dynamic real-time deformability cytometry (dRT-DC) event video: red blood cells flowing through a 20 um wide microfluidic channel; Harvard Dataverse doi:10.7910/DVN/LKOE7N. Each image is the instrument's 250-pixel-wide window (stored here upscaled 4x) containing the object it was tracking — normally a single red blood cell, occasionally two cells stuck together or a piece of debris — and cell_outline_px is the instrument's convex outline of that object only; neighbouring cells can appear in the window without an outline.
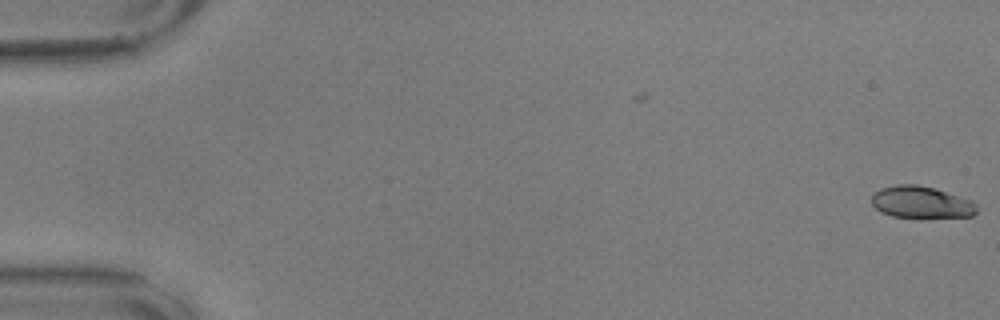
{"species": "common noctule bat (a hibernating species)", "species_latin": "Nyctalus noctula", "temperature_condition": "warm", "stored_images_in_passage": 4, "camera_frame_rate_fps": 3000, "um_per_image_px": 0.085, "animal": {"sex": "male", "body_mass_g": 17.9, "forearm_length_mm": 54.2}, "frame": {"image": 1, "passage_image": 4, "time_ms": 1.0, "image_size_px": [1000, 320], "cell_outline_px": [[976, 212], [972, 216], [920, 220], [892, 216], [880, 212], [872, 204], [872, 196], [880, 188], [896, 184], [916, 184], [932, 188], [972, 200], [976, 204]], "centroid_in_image_um": [78.3, 17.24], "position_along_channel_um": 6.7, "area_um2": 20.17}}